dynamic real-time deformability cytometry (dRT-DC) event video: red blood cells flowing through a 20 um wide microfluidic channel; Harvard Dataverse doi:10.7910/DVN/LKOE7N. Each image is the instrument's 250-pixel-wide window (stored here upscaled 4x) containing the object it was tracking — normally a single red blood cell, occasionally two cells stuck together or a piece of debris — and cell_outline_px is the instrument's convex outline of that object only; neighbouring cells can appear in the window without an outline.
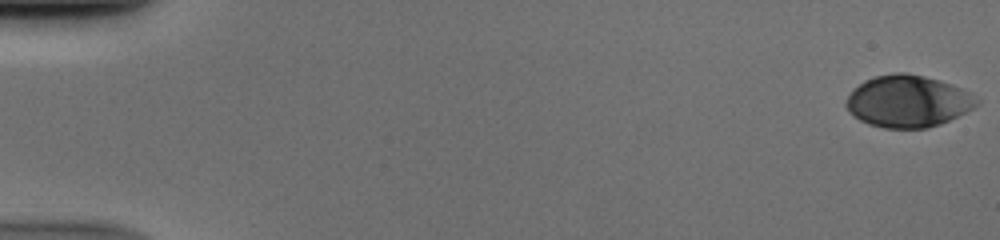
{"species": "human", "species_latin": "Homo sapiens", "temperature_condition": "cold", "stored_images_in_passage": 53, "camera_frame_rate_fps": 3000, "um_per_image_px": 0.085, "donor": {"sex": "male"}, "frame": {"image": 1, "passage_image": 1, "time_ms": 0.0, "image_size_px": [1000, 240], "cell_outline_px": [[980, 104], [940, 124], [928, 128], [884, 128], [868, 124], [852, 116], [848, 112], [844, 104], [848, 96], [864, 80], [876, 76], [896, 72], [904, 72], [924, 76], [940, 80], [952, 84], [968, 92], [980, 100]], "centroid_in_image_um": [77.15, 8.61], "position_along_channel_um": 7.8, "area_um2": 39.42}}
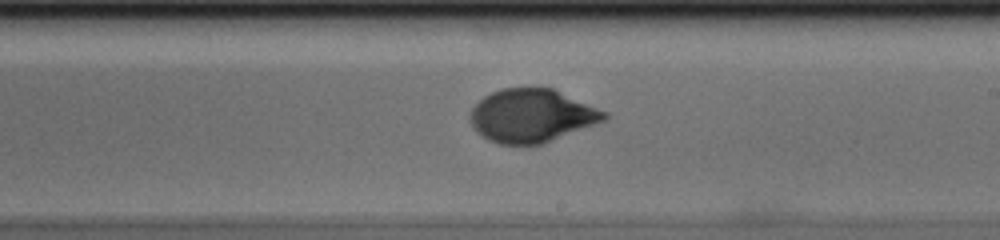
{"frame": {"image": 2, "passage_image": 32, "time_ms": 10.333, "image_size_px": [1000, 240], "cell_outline_px": [[608, 116], [604, 120], [544, 144], [500, 144], [488, 140], [476, 132], [472, 128], [472, 108], [484, 96], [492, 92], [504, 88], [552, 88], [608, 112]], "centroid_in_image_um": [45.2, 9.84], "position_along_channel_um": 243.8, "area_um2": 41.21}}
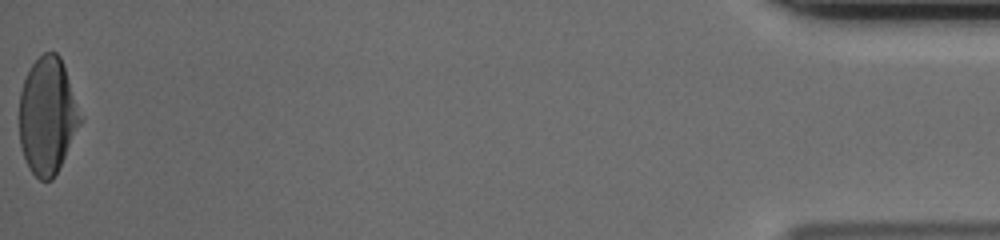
{"frame": {"image": 3, "passage_image": 53, "time_ms": 17.333, "image_size_px": [1000, 240], "cell_outline_px": [[84, 120], [52, 180], [40, 180], [28, 168], [20, 144], [20, 92], [24, 80], [32, 64], [44, 52], [56, 52], [60, 56], [84, 116]], "centroid_in_image_um": [4.07, 9.83], "position_along_channel_um": 431.1, "area_um2": 41.73}}